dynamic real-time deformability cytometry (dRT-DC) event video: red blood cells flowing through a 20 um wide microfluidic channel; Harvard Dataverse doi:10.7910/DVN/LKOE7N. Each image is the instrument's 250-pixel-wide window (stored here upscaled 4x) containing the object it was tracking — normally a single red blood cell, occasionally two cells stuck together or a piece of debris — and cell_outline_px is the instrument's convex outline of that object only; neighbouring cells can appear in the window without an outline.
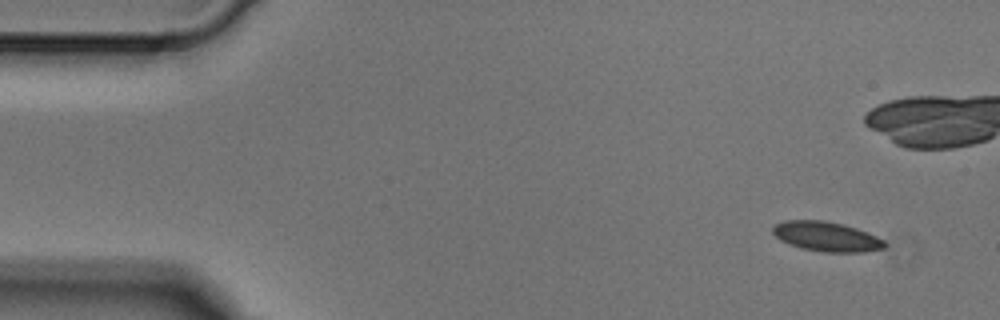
{"species": "Egyptian fruit bat (a non-hibernating species)", "species_latin": "Rousettus aegyptiacus", "temperature_condition": "cold", "stored_images_in_passage": 4, "camera_frame_rate_fps": 3000, "um_per_image_px": 0.085, "animal": {"sex": "male"}, "frame": {"image": 1, "passage_image": 1, "time_ms": 0.0, "image_size_px": [1000, 320], "cell_outline_px": [[888, 244], [884, 248], [864, 252], [824, 252], [804, 248], [788, 244], [780, 240], [772, 232], [772, 228], [776, 224], [784, 220], [824, 220], [856, 228], [868, 232], [884, 240]], "centroid_in_image_um": [70.26, 20.1], "position_along_channel_um": 14.7, "area_um2": 19.31}}